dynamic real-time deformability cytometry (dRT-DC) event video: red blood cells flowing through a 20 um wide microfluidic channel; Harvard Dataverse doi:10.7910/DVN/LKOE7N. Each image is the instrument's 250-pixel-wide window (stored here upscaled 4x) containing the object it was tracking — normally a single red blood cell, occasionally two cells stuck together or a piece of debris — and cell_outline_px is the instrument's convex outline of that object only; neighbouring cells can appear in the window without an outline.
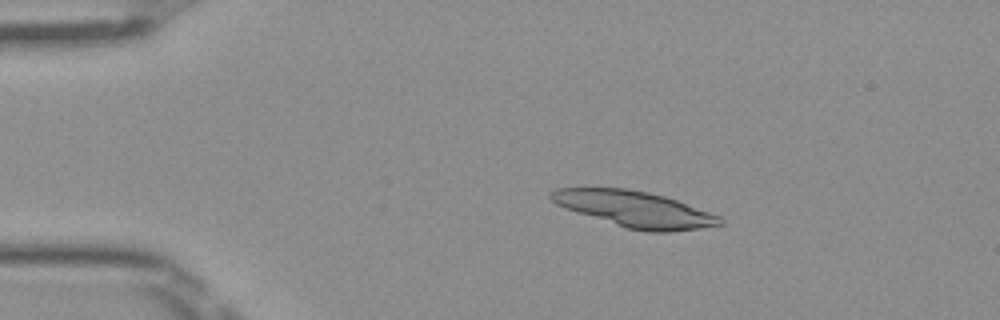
{"species": "Egyptian fruit bat (a non-hibernating species)", "species_latin": "Rousettus aegyptiacus", "temperature_condition": "room temperature", "stored_images_in_passage": 44, "segment_of_instrument_passage": [1, 2], "camera_frame_rate_fps": 3000, "um_per_image_px": 0.085, "frame": {"image": 1, "passage_image": 4, "time_ms": 1.0, "image_size_px": [1000, 320], "cell_outline_px": [[724, 224], [700, 228], [672, 232], [648, 232], [628, 228], [556, 204], [548, 196], [556, 188], [584, 184], [628, 188], [648, 192], [664, 196], [676, 200], [720, 216], [724, 220]], "centroid_in_image_um": [53.9, 17.72], "position_along_channel_um": 31.1, "area_um2": 35.78}}